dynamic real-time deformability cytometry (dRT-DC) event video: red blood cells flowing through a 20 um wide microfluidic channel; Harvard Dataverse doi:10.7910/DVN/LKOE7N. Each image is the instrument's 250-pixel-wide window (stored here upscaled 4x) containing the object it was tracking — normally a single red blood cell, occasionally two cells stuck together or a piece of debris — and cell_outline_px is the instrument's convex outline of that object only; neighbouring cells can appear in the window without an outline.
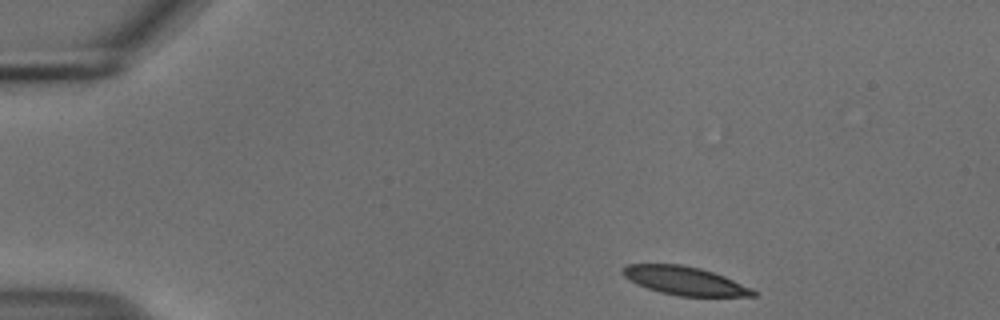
{"species": "common noctule bat (a hibernating species)", "species_latin": "Nyctalus noctula", "temperature_condition": "cold", "stored_images_in_passage": 4, "camera_frame_rate_fps": 3000, "um_per_image_px": 0.085, "animal": {"sex": "male", "body_mass_g": 18.8}, "frame": {"image": 1, "passage_image": 1, "time_ms": 0.0, "image_size_px": [1000, 320], "cell_outline_px": [[756, 296], [676, 296], [660, 292], [636, 284], [628, 280], [620, 272], [628, 264], [680, 264], [700, 268], [724, 276], [752, 288], [756, 292]], "centroid_in_image_um": [58.18, 23.86], "position_along_channel_um": 26.8, "area_um2": 21.56}}
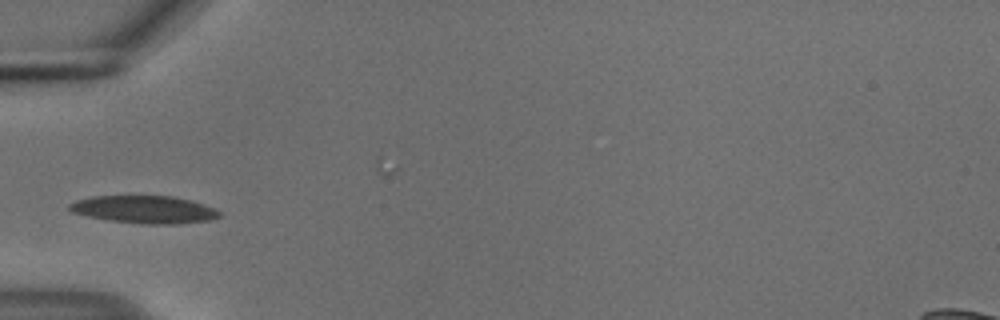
{"frame": {"image": 2, "passage_image": 4, "time_ms": 1.0, "image_size_px": [1000, 320], "cell_outline_px": [[220, 216], [212, 220], [176, 224], [148, 224], [112, 220], [88, 216], [72, 212], [68, 208], [68, 204], [76, 200], [92, 196], [172, 196], [192, 200], [216, 208], [220, 212]], "centroid_in_image_um": [12.31, 17.8], "position_along_channel_um": 72.7, "area_um2": 24.1}}